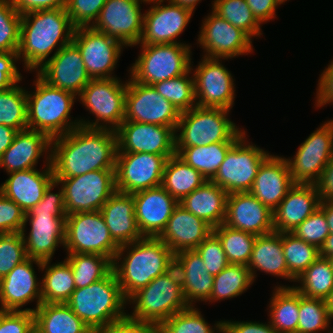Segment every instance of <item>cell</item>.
<instances>
[{"label": "cell", "mask_w": 333, "mask_h": 333, "mask_svg": "<svg viewBox=\"0 0 333 333\" xmlns=\"http://www.w3.org/2000/svg\"><path fill=\"white\" fill-rule=\"evenodd\" d=\"M33 330V312L4 311L0 316V333H31Z\"/></svg>", "instance_id": "cell-57"}, {"label": "cell", "mask_w": 333, "mask_h": 333, "mask_svg": "<svg viewBox=\"0 0 333 333\" xmlns=\"http://www.w3.org/2000/svg\"><path fill=\"white\" fill-rule=\"evenodd\" d=\"M228 193L211 180L184 197L179 204L210 226L217 227L226 217Z\"/></svg>", "instance_id": "cell-34"}, {"label": "cell", "mask_w": 333, "mask_h": 333, "mask_svg": "<svg viewBox=\"0 0 333 333\" xmlns=\"http://www.w3.org/2000/svg\"><path fill=\"white\" fill-rule=\"evenodd\" d=\"M65 260L72 269L76 288H83L105 278L112 269V260L99 254L67 253Z\"/></svg>", "instance_id": "cell-41"}, {"label": "cell", "mask_w": 333, "mask_h": 333, "mask_svg": "<svg viewBox=\"0 0 333 333\" xmlns=\"http://www.w3.org/2000/svg\"><path fill=\"white\" fill-rule=\"evenodd\" d=\"M269 311V322L277 333H297L299 292L294 287L275 286Z\"/></svg>", "instance_id": "cell-37"}, {"label": "cell", "mask_w": 333, "mask_h": 333, "mask_svg": "<svg viewBox=\"0 0 333 333\" xmlns=\"http://www.w3.org/2000/svg\"><path fill=\"white\" fill-rule=\"evenodd\" d=\"M51 260L42 261L41 271L45 270L41 282L43 303H66L76 289L70 264L64 260L51 264Z\"/></svg>", "instance_id": "cell-40"}, {"label": "cell", "mask_w": 333, "mask_h": 333, "mask_svg": "<svg viewBox=\"0 0 333 333\" xmlns=\"http://www.w3.org/2000/svg\"><path fill=\"white\" fill-rule=\"evenodd\" d=\"M328 259H329V261H330V263H331L332 270H333V256H331V257H328Z\"/></svg>", "instance_id": "cell-71"}, {"label": "cell", "mask_w": 333, "mask_h": 333, "mask_svg": "<svg viewBox=\"0 0 333 333\" xmlns=\"http://www.w3.org/2000/svg\"><path fill=\"white\" fill-rule=\"evenodd\" d=\"M45 161L46 168L42 172L36 168L12 172L0 185V192L19 205L25 213L41 201L45 190L55 180L50 154Z\"/></svg>", "instance_id": "cell-27"}, {"label": "cell", "mask_w": 333, "mask_h": 333, "mask_svg": "<svg viewBox=\"0 0 333 333\" xmlns=\"http://www.w3.org/2000/svg\"><path fill=\"white\" fill-rule=\"evenodd\" d=\"M147 0H106L99 17L91 26L94 30L134 47L143 34L142 3Z\"/></svg>", "instance_id": "cell-17"}, {"label": "cell", "mask_w": 333, "mask_h": 333, "mask_svg": "<svg viewBox=\"0 0 333 333\" xmlns=\"http://www.w3.org/2000/svg\"><path fill=\"white\" fill-rule=\"evenodd\" d=\"M316 184H295L273 211L275 232H292L320 206Z\"/></svg>", "instance_id": "cell-29"}, {"label": "cell", "mask_w": 333, "mask_h": 333, "mask_svg": "<svg viewBox=\"0 0 333 333\" xmlns=\"http://www.w3.org/2000/svg\"><path fill=\"white\" fill-rule=\"evenodd\" d=\"M195 250L212 276L218 275L229 265L221 241L213 232Z\"/></svg>", "instance_id": "cell-55"}, {"label": "cell", "mask_w": 333, "mask_h": 333, "mask_svg": "<svg viewBox=\"0 0 333 333\" xmlns=\"http://www.w3.org/2000/svg\"><path fill=\"white\" fill-rule=\"evenodd\" d=\"M247 267L253 281L257 277V270L291 282L296 281L288 272L282 247V233L279 232L274 231L256 237Z\"/></svg>", "instance_id": "cell-35"}, {"label": "cell", "mask_w": 333, "mask_h": 333, "mask_svg": "<svg viewBox=\"0 0 333 333\" xmlns=\"http://www.w3.org/2000/svg\"><path fill=\"white\" fill-rule=\"evenodd\" d=\"M190 69L183 75L153 84L157 92L171 102L180 112H185L197 106L195 98L194 77Z\"/></svg>", "instance_id": "cell-46"}, {"label": "cell", "mask_w": 333, "mask_h": 333, "mask_svg": "<svg viewBox=\"0 0 333 333\" xmlns=\"http://www.w3.org/2000/svg\"><path fill=\"white\" fill-rule=\"evenodd\" d=\"M317 85L315 106L323 107L327 103L333 105V61L323 70Z\"/></svg>", "instance_id": "cell-61"}, {"label": "cell", "mask_w": 333, "mask_h": 333, "mask_svg": "<svg viewBox=\"0 0 333 333\" xmlns=\"http://www.w3.org/2000/svg\"><path fill=\"white\" fill-rule=\"evenodd\" d=\"M299 319L297 333H318L331 331L330 318L324 299L309 298L299 293Z\"/></svg>", "instance_id": "cell-50"}, {"label": "cell", "mask_w": 333, "mask_h": 333, "mask_svg": "<svg viewBox=\"0 0 333 333\" xmlns=\"http://www.w3.org/2000/svg\"><path fill=\"white\" fill-rule=\"evenodd\" d=\"M291 233L320 250L330 234L324 212L318 208Z\"/></svg>", "instance_id": "cell-53"}, {"label": "cell", "mask_w": 333, "mask_h": 333, "mask_svg": "<svg viewBox=\"0 0 333 333\" xmlns=\"http://www.w3.org/2000/svg\"><path fill=\"white\" fill-rule=\"evenodd\" d=\"M4 312V310H2L1 308H0V316H1V314Z\"/></svg>", "instance_id": "cell-73"}, {"label": "cell", "mask_w": 333, "mask_h": 333, "mask_svg": "<svg viewBox=\"0 0 333 333\" xmlns=\"http://www.w3.org/2000/svg\"><path fill=\"white\" fill-rule=\"evenodd\" d=\"M110 236L120 246L143 238L135 217L132 194L116 191L100 210Z\"/></svg>", "instance_id": "cell-33"}, {"label": "cell", "mask_w": 333, "mask_h": 333, "mask_svg": "<svg viewBox=\"0 0 333 333\" xmlns=\"http://www.w3.org/2000/svg\"><path fill=\"white\" fill-rule=\"evenodd\" d=\"M207 179L176 154L167 159L162 187L178 202L199 188Z\"/></svg>", "instance_id": "cell-38"}, {"label": "cell", "mask_w": 333, "mask_h": 333, "mask_svg": "<svg viewBox=\"0 0 333 333\" xmlns=\"http://www.w3.org/2000/svg\"><path fill=\"white\" fill-rule=\"evenodd\" d=\"M245 135L228 150L223 163L211 179L228 194L249 192L260 165L270 155L248 140L246 142Z\"/></svg>", "instance_id": "cell-13"}, {"label": "cell", "mask_w": 333, "mask_h": 333, "mask_svg": "<svg viewBox=\"0 0 333 333\" xmlns=\"http://www.w3.org/2000/svg\"><path fill=\"white\" fill-rule=\"evenodd\" d=\"M224 224L256 236L274 232L273 211L250 192L228 194Z\"/></svg>", "instance_id": "cell-26"}, {"label": "cell", "mask_w": 333, "mask_h": 333, "mask_svg": "<svg viewBox=\"0 0 333 333\" xmlns=\"http://www.w3.org/2000/svg\"><path fill=\"white\" fill-rule=\"evenodd\" d=\"M135 217L143 237L158 238L179 202L162 186L132 194Z\"/></svg>", "instance_id": "cell-25"}, {"label": "cell", "mask_w": 333, "mask_h": 333, "mask_svg": "<svg viewBox=\"0 0 333 333\" xmlns=\"http://www.w3.org/2000/svg\"><path fill=\"white\" fill-rule=\"evenodd\" d=\"M129 80V81H128ZM127 80L124 121L156 124L176 130L180 112L153 85Z\"/></svg>", "instance_id": "cell-15"}, {"label": "cell", "mask_w": 333, "mask_h": 333, "mask_svg": "<svg viewBox=\"0 0 333 333\" xmlns=\"http://www.w3.org/2000/svg\"><path fill=\"white\" fill-rule=\"evenodd\" d=\"M18 84L0 90V125L15 129H27V91Z\"/></svg>", "instance_id": "cell-47"}, {"label": "cell", "mask_w": 333, "mask_h": 333, "mask_svg": "<svg viewBox=\"0 0 333 333\" xmlns=\"http://www.w3.org/2000/svg\"><path fill=\"white\" fill-rule=\"evenodd\" d=\"M319 208L325 214L330 234H333V199L321 200Z\"/></svg>", "instance_id": "cell-66"}, {"label": "cell", "mask_w": 333, "mask_h": 333, "mask_svg": "<svg viewBox=\"0 0 333 333\" xmlns=\"http://www.w3.org/2000/svg\"><path fill=\"white\" fill-rule=\"evenodd\" d=\"M325 306L327 308L330 318L333 320V289L332 291L324 298Z\"/></svg>", "instance_id": "cell-69"}, {"label": "cell", "mask_w": 333, "mask_h": 333, "mask_svg": "<svg viewBox=\"0 0 333 333\" xmlns=\"http://www.w3.org/2000/svg\"><path fill=\"white\" fill-rule=\"evenodd\" d=\"M212 232V226L178 204L158 238L176 254L196 249Z\"/></svg>", "instance_id": "cell-30"}, {"label": "cell", "mask_w": 333, "mask_h": 333, "mask_svg": "<svg viewBox=\"0 0 333 333\" xmlns=\"http://www.w3.org/2000/svg\"><path fill=\"white\" fill-rule=\"evenodd\" d=\"M116 132L78 126L51 139L50 163L54 178H69L95 170L115 169Z\"/></svg>", "instance_id": "cell-1"}, {"label": "cell", "mask_w": 333, "mask_h": 333, "mask_svg": "<svg viewBox=\"0 0 333 333\" xmlns=\"http://www.w3.org/2000/svg\"><path fill=\"white\" fill-rule=\"evenodd\" d=\"M36 72L49 85L76 96L92 80L86 71L81 52L73 41L46 60Z\"/></svg>", "instance_id": "cell-23"}, {"label": "cell", "mask_w": 333, "mask_h": 333, "mask_svg": "<svg viewBox=\"0 0 333 333\" xmlns=\"http://www.w3.org/2000/svg\"><path fill=\"white\" fill-rule=\"evenodd\" d=\"M174 256L172 250L159 238L143 237L141 240L120 245L112 261V269L123 296L128 299L157 276L172 269Z\"/></svg>", "instance_id": "cell-3"}, {"label": "cell", "mask_w": 333, "mask_h": 333, "mask_svg": "<svg viewBox=\"0 0 333 333\" xmlns=\"http://www.w3.org/2000/svg\"><path fill=\"white\" fill-rule=\"evenodd\" d=\"M172 4L180 5L190 9L192 12L196 9V5L199 4L201 0H169Z\"/></svg>", "instance_id": "cell-68"}, {"label": "cell", "mask_w": 333, "mask_h": 333, "mask_svg": "<svg viewBox=\"0 0 333 333\" xmlns=\"http://www.w3.org/2000/svg\"><path fill=\"white\" fill-rule=\"evenodd\" d=\"M126 90L127 82L122 83L117 77L92 79L78 99L96 120L80 119V126L116 131L124 121Z\"/></svg>", "instance_id": "cell-10"}, {"label": "cell", "mask_w": 333, "mask_h": 333, "mask_svg": "<svg viewBox=\"0 0 333 333\" xmlns=\"http://www.w3.org/2000/svg\"><path fill=\"white\" fill-rule=\"evenodd\" d=\"M66 304L94 333L127 315V299L113 270L91 285L76 288Z\"/></svg>", "instance_id": "cell-6"}, {"label": "cell", "mask_w": 333, "mask_h": 333, "mask_svg": "<svg viewBox=\"0 0 333 333\" xmlns=\"http://www.w3.org/2000/svg\"><path fill=\"white\" fill-rule=\"evenodd\" d=\"M119 245L110 236L100 211L78 212L66 216V253L99 254L112 261Z\"/></svg>", "instance_id": "cell-11"}, {"label": "cell", "mask_w": 333, "mask_h": 333, "mask_svg": "<svg viewBox=\"0 0 333 333\" xmlns=\"http://www.w3.org/2000/svg\"><path fill=\"white\" fill-rule=\"evenodd\" d=\"M330 329L331 331H328L327 333H333V327L332 328L330 327Z\"/></svg>", "instance_id": "cell-72"}, {"label": "cell", "mask_w": 333, "mask_h": 333, "mask_svg": "<svg viewBox=\"0 0 333 333\" xmlns=\"http://www.w3.org/2000/svg\"><path fill=\"white\" fill-rule=\"evenodd\" d=\"M51 152V139L43 132L25 129L18 131L10 147L0 157V168L12 173L36 168L38 159Z\"/></svg>", "instance_id": "cell-31"}, {"label": "cell", "mask_w": 333, "mask_h": 333, "mask_svg": "<svg viewBox=\"0 0 333 333\" xmlns=\"http://www.w3.org/2000/svg\"><path fill=\"white\" fill-rule=\"evenodd\" d=\"M25 212L0 192V234L21 233Z\"/></svg>", "instance_id": "cell-56"}, {"label": "cell", "mask_w": 333, "mask_h": 333, "mask_svg": "<svg viewBox=\"0 0 333 333\" xmlns=\"http://www.w3.org/2000/svg\"><path fill=\"white\" fill-rule=\"evenodd\" d=\"M17 131L5 125H0V157L10 147Z\"/></svg>", "instance_id": "cell-65"}, {"label": "cell", "mask_w": 333, "mask_h": 333, "mask_svg": "<svg viewBox=\"0 0 333 333\" xmlns=\"http://www.w3.org/2000/svg\"><path fill=\"white\" fill-rule=\"evenodd\" d=\"M33 314L39 333H94L66 303L42 302Z\"/></svg>", "instance_id": "cell-36"}, {"label": "cell", "mask_w": 333, "mask_h": 333, "mask_svg": "<svg viewBox=\"0 0 333 333\" xmlns=\"http://www.w3.org/2000/svg\"><path fill=\"white\" fill-rule=\"evenodd\" d=\"M282 247L289 274L296 280L320 256V250L291 232L282 233Z\"/></svg>", "instance_id": "cell-45"}, {"label": "cell", "mask_w": 333, "mask_h": 333, "mask_svg": "<svg viewBox=\"0 0 333 333\" xmlns=\"http://www.w3.org/2000/svg\"><path fill=\"white\" fill-rule=\"evenodd\" d=\"M105 2L106 0H67L65 9L75 28L91 27Z\"/></svg>", "instance_id": "cell-54"}, {"label": "cell", "mask_w": 333, "mask_h": 333, "mask_svg": "<svg viewBox=\"0 0 333 333\" xmlns=\"http://www.w3.org/2000/svg\"><path fill=\"white\" fill-rule=\"evenodd\" d=\"M166 0H148L150 6L144 14L143 34L138 44L181 43L176 39L190 22L193 12L190 9L172 4Z\"/></svg>", "instance_id": "cell-22"}, {"label": "cell", "mask_w": 333, "mask_h": 333, "mask_svg": "<svg viewBox=\"0 0 333 333\" xmlns=\"http://www.w3.org/2000/svg\"><path fill=\"white\" fill-rule=\"evenodd\" d=\"M294 185L286 158L270 154L260 165L249 192L274 211Z\"/></svg>", "instance_id": "cell-28"}, {"label": "cell", "mask_w": 333, "mask_h": 333, "mask_svg": "<svg viewBox=\"0 0 333 333\" xmlns=\"http://www.w3.org/2000/svg\"><path fill=\"white\" fill-rule=\"evenodd\" d=\"M200 29L197 43L204 49V57L227 60L253 52L252 38L213 10Z\"/></svg>", "instance_id": "cell-20"}, {"label": "cell", "mask_w": 333, "mask_h": 333, "mask_svg": "<svg viewBox=\"0 0 333 333\" xmlns=\"http://www.w3.org/2000/svg\"><path fill=\"white\" fill-rule=\"evenodd\" d=\"M31 333H39L38 331H36L35 329L31 332Z\"/></svg>", "instance_id": "cell-74"}, {"label": "cell", "mask_w": 333, "mask_h": 333, "mask_svg": "<svg viewBox=\"0 0 333 333\" xmlns=\"http://www.w3.org/2000/svg\"><path fill=\"white\" fill-rule=\"evenodd\" d=\"M295 282L299 293L309 298L324 299L333 289V270L328 258L319 256Z\"/></svg>", "instance_id": "cell-42"}, {"label": "cell", "mask_w": 333, "mask_h": 333, "mask_svg": "<svg viewBox=\"0 0 333 333\" xmlns=\"http://www.w3.org/2000/svg\"><path fill=\"white\" fill-rule=\"evenodd\" d=\"M74 29L65 8L36 10L21 15L17 54L25 69L38 70L55 48L53 55L72 41Z\"/></svg>", "instance_id": "cell-2"}, {"label": "cell", "mask_w": 333, "mask_h": 333, "mask_svg": "<svg viewBox=\"0 0 333 333\" xmlns=\"http://www.w3.org/2000/svg\"><path fill=\"white\" fill-rule=\"evenodd\" d=\"M204 265L195 249L180 251L174 256V267L178 270L183 295L188 306H194L197 301L206 303L209 300L214 276L210 275Z\"/></svg>", "instance_id": "cell-32"}, {"label": "cell", "mask_w": 333, "mask_h": 333, "mask_svg": "<svg viewBox=\"0 0 333 333\" xmlns=\"http://www.w3.org/2000/svg\"><path fill=\"white\" fill-rule=\"evenodd\" d=\"M27 258L21 233L0 234V279Z\"/></svg>", "instance_id": "cell-52"}, {"label": "cell", "mask_w": 333, "mask_h": 333, "mask_svg": "<svg viewBox=\"0 0 333 333\" xmlns=\"http://www.w3.org/2000/svg\"><path fill=\"white\" fill-rule=\"evenodd\" d=\"M33 263L41 269L42 261L27 258L18 264L5 277L0 279V303L4 311H30L42 303L41 281L38 282ZM37 299L36 308H24V305Z\"/></svg>", "instance_id": "cell-24"}, {"label": "cell", "mask_w": 333, "mask_h": 333, "mask_svg": "<svg viewBox=\"0 0 333 333\" xmlns=\"http://www.w3.org/2000/svg\"><path fill=\"white\" fill-rule=\"evenodd\" d=\"M246 3L261 25L276 18V8L279 5L275 0H246Z\"/></svg>", "instance_id": "cell-63"}, {"label": "cell", "mask_w": 333, "mask_h": 333, "mask_svg": "<svg viewBox=\"0 0 333 333\" xmlns=\"http://www.w3.org/2000/svg\"><path fill=\"white\" fill-rule=\"evenodd\" d=\"M253 278L246 265L229 264L218 275L214 276L213 288L209 303L235 298L249 289Z\"/></svg>", "instance_id": "cell-43"}, {"label": "cell", "mask_w": 333, "mask_h": 333, "mask_svg": "<svg viewBox=\"0 0 333 333\" xmlns=\"http://www.w3.org/2000/svg\"><path fill=\"white\" fill-rule=\"evenodd\" d=\"M58 185L59 183L54 180L45 190L41 201L25 213L21 234L27 257L31 259L52 260L51 258L59 244L64 246L67 216L64 191L61 186L59 192H52L54 187ZM28 221L31 229L28 236H25L27 234L25 227Z\"/></svg>", "instance_id": "cell-4"}, {"label": "cell", "mask_w": 333, "mask_h": 333, "mask_svg": "<svg viewBox=\"0 0 333 333\" xmlns=\"http://www.w3.org/2000/svg\"><path fill=\"white\" fill-rule=\"evenodd\" d=\"M202 58L193 72L197 106L231 110L236 91L232 74L222 59Z\"/></svg>", "instance_id": "cell-18"}, {"label": "cell", "mask_w": 333, "mask_h": 333, "mask_svg": "<svg viewBox=\"0 0 333 333\" xmlns=\"http://www.w3.org/2000/svg\"><path fill=\"white\" fill-rule=\"evenodd\" d=\"M35 90L27 91V129L45 133L50 139L62 136L80 126L71 120L70 113L76 100L72 92L55 88L38 75Z\"/></svg>", "instance_id": "cell-5"}, {"label": "cell", "mask_w": 333, "mask_h": 333, "mask_svg": "<svg viewBox=\"0 0 333 333\" xmlns=\"http://www.w3.org/2000/svg\"><path fill=\"white\" fill-rule=\"evenodd\" d=\"M333 156V119L325 121L286 158L295 184H316Z\"/></svg>", "instance_id": "cell-14"}, {"label": "cell", "mask_w": 333, "mask_h": 333, "mask_svg": "<svg viewBox=\"0 0 333 333\" xmlns=\"http://www.w3.org/2000/svg\"><path fill=\"white\" fill-rule=\"evenodd\" d=\"M222 333H277L270 322L223 321Z\"/></svg>", "instance_id": "cell-60"}, {"label": "cell", "mask_w": 333, "mask_h": 333, "mask_svg": "<svg viewBox=\"0 0 333 333\" xmlns=\"http://www.w3.org/2000/svg\"><path fill=\"white\" fill-rule=\"evenodd\" d=\"M141 53L130 68V77L142 84L153 85L185 74L191 66L188 44H140Z\"/></svg>", "instance_id": "cell-9"}, {"label": "cell", "mask_w": 333, "mask_h": 333, "mask_svg": "<svg viewBox=\"0 0 333 333\" xmlns=\"http://www.w3.org/2000/svg\"><path fill=\"white\" fill-rule=\"evenodd\" d=\"M278 5L285 3L287 0H275Z\"/></svg>", "instance_id": "cell-70"}, {"label": "cell", "mask_w": 333, "mask_h": 333, "mask_svg": "<svg viewBox=\"0 0 333 333\" xmlns=\"http://www.w3.org/2000/svg\"><path fill=\"white\" fill-rule=\"evenodd\" d=\"M97 333H160L158 326L124 316L112 321Z\"/></svg>", "instance_id": "cell-58"}, {"label": "cell", "mask_w": 333, "mask_h": 333, "mask_svg": "<svg viewBox=\"0 0 333 333\" xmlns=\"http://www.w3.org/2000/svg\"><path fill=\"white\" fill-rule=\"evenodd\" d=\"M127 303L134 304L133 313L127 314L129 317L158 327L172 315L189 307L175 267L139 289L127 299Z\"/></svg>", "instance_id": "cell-7"}, {"label": "cell", "mask_w": 333, "mask_h": 333, "mask_svg": "<svg viewBox=\"0 0 333 333\" xmlns=\"http://www.w3.org/2000/svg\"><path fill=\"white\" fill-rule=\"evenodd\" d=\"M237 141L212 143L193 147H175L176 155L207 180H211L223 163L228 150Z\"/></svg>", "instance_id": "cell-39"}, {"label": "cell", "mask_w": 333, "mask_h": 333, "mask_svg": "<svg viewBox=\"0 0 333 333\" xmlns=\"http://www.w3.org/2000/svg\"><path fill=\"white\" fill-rule=\"evenodd\" d=\"M11 3L23 15L36 10L66 8L67 0H11Z\"/></svg>", "instance_id": "cell-62"}, {"label": "cell", "mask_w": 333, "mask_h": 333, "mask_svg": "<svg viewBox=\"0 0 333 333\" xmlns=\"http://www.w3.org/2000/svg\"><path fill=\"white\" fill-rule=\"evenodd\" d=\"M72 41L79 48L91 79L116 77L112 76V71L116 68L125 45L92 27L75 28Z\"/></svg>", "instance_id": "cell-19"}, {"label": "cell", "mask_w": 333, "mask_h": 333, "mask_svg": "<svg viewBox=\"0 0 333 333\" xmlns=\"http://www.w3.org/2000/svg\"><path fill=\"white\" fill-rule=\"evenodd\" d=\"M21 14L11 0H0V51L17 52L20 42Z\"/></svg>", "instance_id": "cell-51"}, {"label": "cell", "mask_w": 333, "mask_h": 333, "mask_svg": "<svg viewBox=\"0 0 333 333\" xmlns=\"http://www.w3.org/2000/svg\"><path fill=\"white\" fill-rule=\"evenodd\" d=\"M64 191L67 215L100 211L117 191L115 169L95 170L69 178H54Z\"/></svg>", "instance_id": "cell-12"}, {"label": "cell", "mask_w": 333, "mask_h": 333, "mask_svg": "<svg viewBox=\"0 0 333 333\" xmlns=\"http://www.w3.org/2000/svg\"><path fill=\"white\" fill-rule=\"evenodd\" d=\"M213 233L221 241L229 264L248 265L256 235L231 228L224 223L214 227Z\"/></svg>", "instance_id": "cell-44"}, {"label": "cell", "mask_w": 333, "mask_h": 333, "mask_svg": "<svg viewBox=\"0 0 333 333\" xmlns=\"http://www.w3.org/2000/svg\"><path fill=\"white\" fill-rule=\"evenodd\" d=\"M320 256L326 258L333 256V234L326 237L324 245L320 248Z\"/></svg>", "instance_id": "cell-67"}, {"label": "cell", "mask_w": 333, "mask_h": 333, "mask_svg": "<svg viewBox=\"0 0 333 333\" xmlns=\"http://www.w3.org/2000/svg\"><path fill=\"white\" fill-rule=\"evenodd\" d=\"M321 200L333 199V156L316 183Z\"/></svg>", "instance_id": "cell-64"}, {"label": "cell", "mask_w": 333, "mask_h": 333, "mask_svg": "<svg viewBox=\"0 0 333 333\" xmlns=\"http://www.w3.org/2000/svg\"><path fill=\"white\" fill-rule=\"evenodd\" d=\"M17 52L0 51V90H7L22 81L21 73L16 67Z\"/></svg>", "instance_id": "cell-59"}, {"label": "cell", "mask_w": 333, "mask_h": 333, "mask_svg": "<svg viewBox=\"0 0 333 333\" xmlns=\"http://www.w3.org/2000/svg\"><path fill=\"white\" fill-rule=\"evenodd\" d=\"M174 155L151 153H117L115 165L116 189L133 194L162 185L166 161Z\"/></svg>", "instance_id": "cell-16"}, {"label": "cell", "mask_w": 333, "mask_h": 333, "mask_svg": "<svg viewBox=\"0 0 333 333\" xmlns=\"http://www.w3.org/2000/svg\"><path fill=\"white\" fill-rule=\"evenodd\" d=\"M222 326L223 321H217L212 328L199 309L189 306L166 319L158 328L160 333H222Z\"/></svg>", "instance_id": "cell-49"}, {"label": "cell", "mask_w": 333, "mask_h": 333, "mask_svg": "<svg viewBox=\"0 0 333 333\" xmlns=\"http://www.w3.org/2000/svg\"><path fill=\"white\" fill-rule=\"evenodd\" d=\"M229 112L223 108L199 106L182 112L175 130V147L238 141L247 133L228 118Z\"/></svg>", "instance_id": "cell-8"}, {"label": "cell", "mask_w": 333, "mask_h": 333, "mask_svg": "<svg viewBox=\"0 0 333 333\" xmlns=\"http://www.w3.org/2000/svg\"><path fill=\"white\" fill-rule=\"evenodd\" d=\"M117 153L175 155V130L172 127L123 121L115 131Z\"/></svg>", "instance_id": "cell-21"}, {"label": "cell", "mask_w": 333, "mask_h": 333, "mask_svg": "<svg viewBox=\"0 0 333 333\" xmlns=\"http://www.w3.org/2000/svg\"><path fill=\"white\" fill-rule=\"evenodd\" d=\"M212 10L251 38L261 36V24L254 17L246 0H214Z\"/></svg>", "instance_id": "cell-48"}]
</instances>
